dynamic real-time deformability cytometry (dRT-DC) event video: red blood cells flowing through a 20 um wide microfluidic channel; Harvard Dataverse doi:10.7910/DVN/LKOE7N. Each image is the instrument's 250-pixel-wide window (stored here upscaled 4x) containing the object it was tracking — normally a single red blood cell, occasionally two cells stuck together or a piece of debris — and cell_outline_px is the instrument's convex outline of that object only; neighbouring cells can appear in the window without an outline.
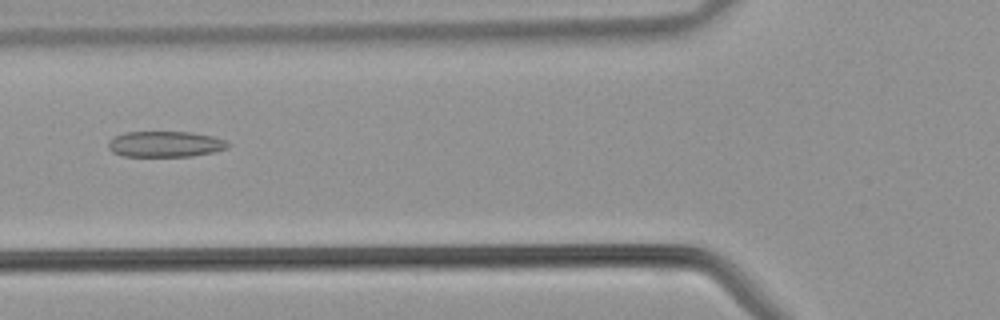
{"species": "common noctule bat (a hibernating species)", "species_latin": "Nyctalus noctula", "temperature_condition": "warm", "stored_images_in_passage": 38, "camera_frame_rate_fps": 3000, "um_per_image_px": 0.085, "animal": {"sex": "male", "body_mass_g": 21.5, "forearm_length_mm": 52.0}, "frame": {"image": 1, "passage_image": 11, "time_ms": 3.333, "image_size_px": [1000, 320], "cell_outline_px": [[228, 148], [212, 152], [192, 156], [124, 156], [112, 152], [108, 148], [108, 140], [124, 132], [192, 132], [212, 136], [224, 140], [228, 144]], "centroid_in_image_um": [14.01, 12.25], "position_along_channel_um": 111.8, "area_um2": 17.92}}
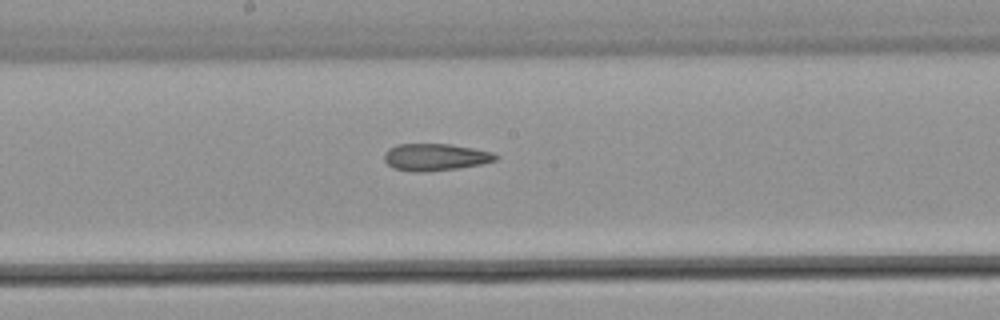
{"frame": {"image": 2, "passage_image": 17, "time_ms": 5.333, "image_size_px": [1000, 320], "cell_outline_px": [[500, 156], [496, 160], [480, 164], [456, 168], [420, 172], [412, 172], [392, 168], [384, 160], [384, 152], [388, 148], [396, 144], [452, 144], [492, 152]], "centroid_in_image_um": [36.96, 13.35], "position_along_channel_um": 211.2, "area_um2": 17.57}}
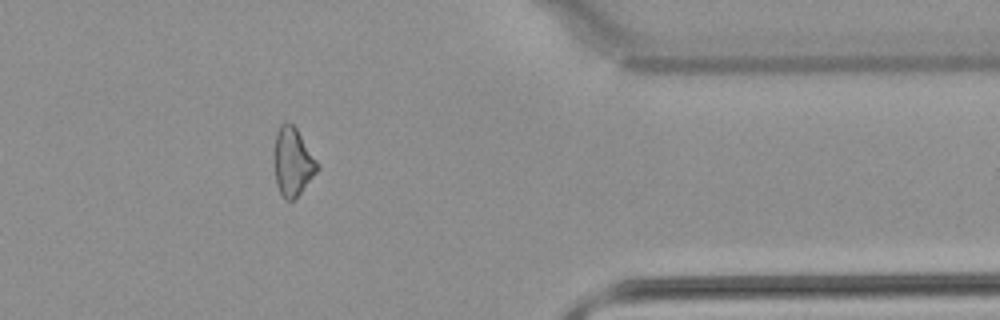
{"frame": {"image": 3, "passage_image": 29, "time_ms": 9.333, "image_size_px": [1000, 320], "cell_outline_px": [[320, 168], [300, 192], [292, 200], [284, 200], [276, 184], [272, 156], [276, 132], [280, 124], [284, 120], [288, 120], [296, 128], [320, 164]], "centroid_in_image_um": [24.85, 13.7], "position_along_channel_um": 386.6, "area_um2": 17.57}}